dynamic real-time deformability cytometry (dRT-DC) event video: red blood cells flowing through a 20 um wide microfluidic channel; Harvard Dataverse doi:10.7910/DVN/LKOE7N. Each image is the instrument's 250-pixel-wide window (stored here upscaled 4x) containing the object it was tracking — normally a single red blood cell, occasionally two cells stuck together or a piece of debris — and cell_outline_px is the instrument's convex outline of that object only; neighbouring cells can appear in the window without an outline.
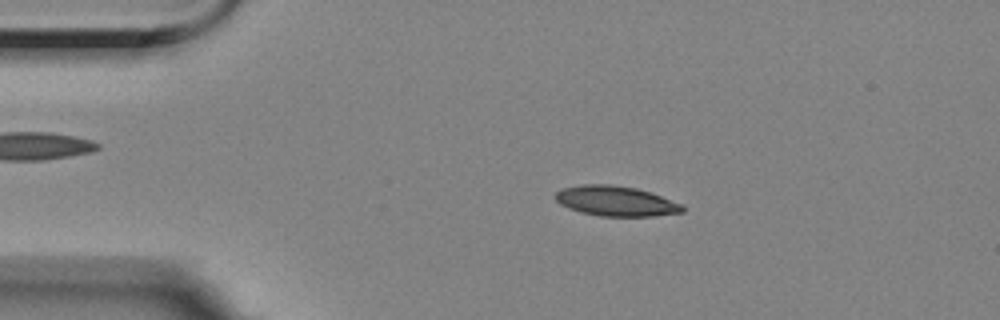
{"species": "Egyptian fruit bat (a non-hibernating species)", "species_latin": "Rousettus aegyptiacus", "temperature_condition": "room temperature", "stored_images_in_passage": 56, "camera_frame_rate_fps": 3000, "um_per_image_px": 0.085, "animal": {"sex": "female"}, "frame": {"image": 1, "passage_image": 10, "time_ms": 3.0, "image_size_px": [1000, 320], "cell_outline_px": [[684, 212], [652, 216], [600, 216], [580, 212], [568, 208], [560, 204], [552, 196], [560, 188], [580, 184], [608, 184], [636, 188], [652, 192], [684, 204]], "centroid_in_image_um": [52.34, 17.08], "position_along_channel_um": 32.7, "area_um2": 22.66}}
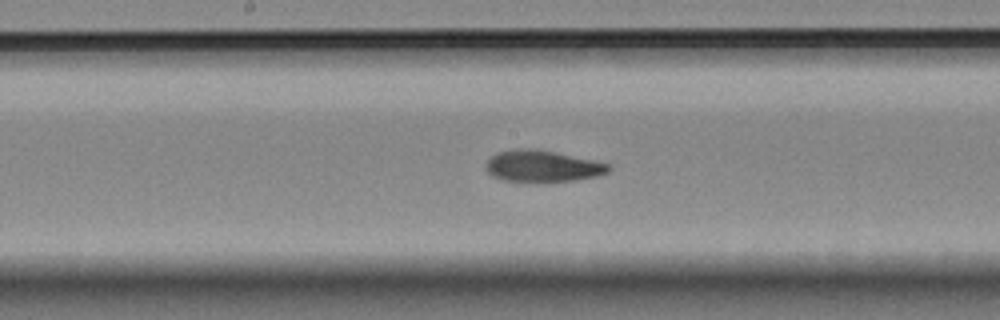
{"frame": {"image": 2, "passage_image": 28, "time_ms": 9.0, "image_size_px": [1000, 320], "cell_outline_px": [[612, 168], [608, 172], [596, 176], [576, 180], [504, 180], [492, 176], [488, 172], [484, 164], [496, 152], [512, 148], [536, 148], [556, 152], [592, 160], [608, 164]], "centroid_in_image_um": [46.07, 14.08], "position_along_channel_um": 202.1, "area_um2": 22.2}}
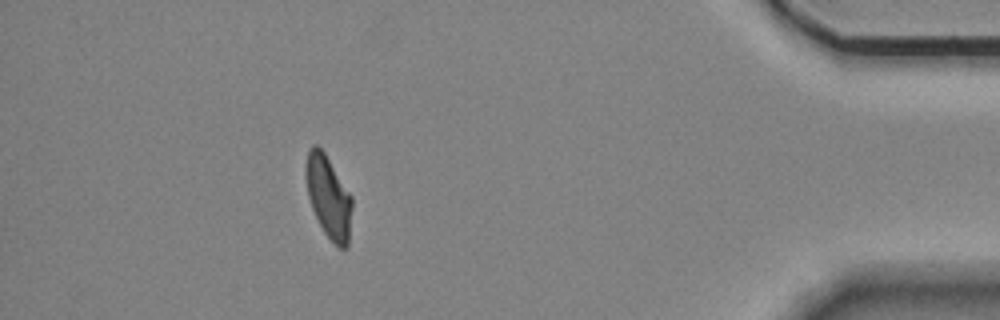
{"frame": {"image": 3, "passage_image": 50, "time_ms": 16.333, "image_size_px": [1000, 320], "cell_outline_px": [[352, 208], [348, 248], [340, 248], [324, 232], [312, 208], [308, 196], [304, 176], [304, 164], [308, 148], [312, 144], [316, 144], [324, 152], [352, 196]], "centroid_in_image_um": [27.9, 16.69], "position_along_channel_um": 407.3, "area_um2": 22.31}, "authors_computed_cell_mechanics": {"area_um2": 22.6287, "velocity_mm_per_s": 3.4984, "shape_relaxation_time_tau1_ms": 9.1478, "shape_relaxation_time_tau2_ms": 2.7347, "deformation_change_tau1": 0.23, "deformation_change_tau2": 0.076}}